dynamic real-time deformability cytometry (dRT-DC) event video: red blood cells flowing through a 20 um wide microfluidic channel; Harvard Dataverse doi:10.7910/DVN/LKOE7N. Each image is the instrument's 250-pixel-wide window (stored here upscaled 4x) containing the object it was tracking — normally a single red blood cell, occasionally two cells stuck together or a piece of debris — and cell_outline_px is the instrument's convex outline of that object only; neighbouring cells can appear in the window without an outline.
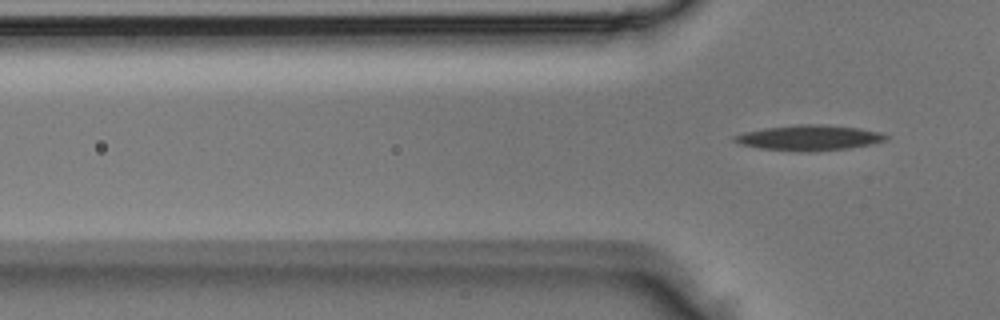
{"species": "Egyptian fruit bat (a non-hibernating species)", "species_latin": "Rousettus aegyptiacus", "temperature_condition": "room temperature", "stored_images_in_passage": 4, "camera_frame_rate_fps": 3000, "um_per_image_px": 0.085, "animal": {"sex": "male"}, "frame": {"image": 1, "passage_image": 4, "time_ms": 1.0, "image_size_px": [1000, 320], "cell_outline_px": [[888, 140], [872, 144], [848, 148], [816, 152], [796, 152], [760, 148], [740, 144], [732, 140], [732, 136], [744, 132], [764, 128], [800, 124], [820, 124], [860, 128], [880, 132], [888, 136]], "centroid_in_image_um": [68.78, 11.72], "position_along_channel_um": 57.0, "area_um2": 22.66}}